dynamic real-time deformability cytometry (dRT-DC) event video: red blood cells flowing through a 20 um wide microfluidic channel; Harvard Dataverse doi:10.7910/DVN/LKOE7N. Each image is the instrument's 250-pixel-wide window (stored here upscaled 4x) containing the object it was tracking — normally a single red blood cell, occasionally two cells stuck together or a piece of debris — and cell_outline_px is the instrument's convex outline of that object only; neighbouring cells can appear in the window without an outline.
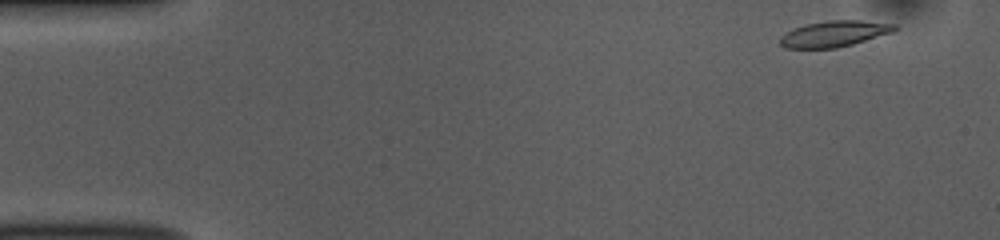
{"species": "common noctule bat (a hibernating species)", "species_latin": "Nyctalus noctula", "temperature_condition": "room temperature", "stored_images_in_passage": 50, "camera_frame_rate_fps": 3000, "um_per_image_px": 0.085, "animal": {"sex": "female", "body_mass_g": 10.0, "forearm_length_mm": 53.1}, "frame": {"image": 1, "passage_image": 1, "time_ms": 0.0, "image_size_px": [1000, 240], "cell_outline_px": [[900, 28], [892, 32], [852, 44], [836, 48], [784, 48], [780, 44], [780, 36], [804, 24], [828, 20], [860, 20], [896, 24]], "centroid_in_image_um": [70.93, 2.86], "position_along_channel_um": 14.1, "area_um2": 17.28}}
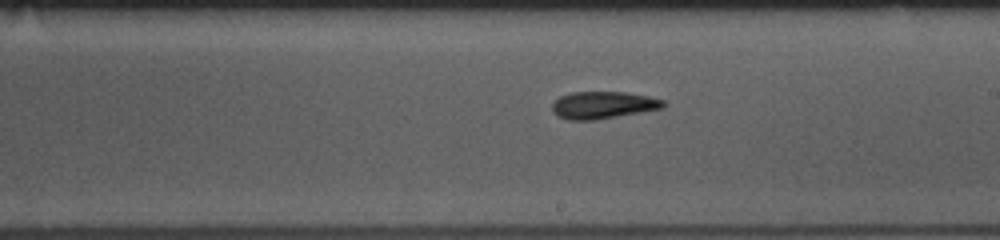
{"frame": {"image": 2, "passage_image": 27, "time_ms": 8.667, "image_size_px": [1000, 240], "cell_outline_px": [[664, 108], [596, 120], [568, 120], [556, 116], [552, 112], [552, 100], [560, 96], [572, 92], [624, 92], [648, 96], [664, 100]], "centroid_in_image_um": [51.2, 8.94], "position_along_channel_um": 237.8, "area_um2": 17.8}}
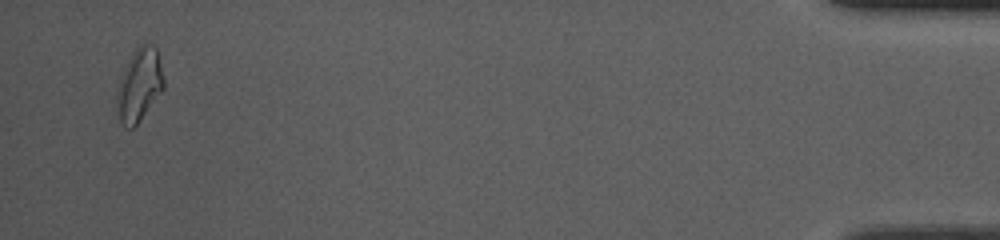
{"frame": {"image": 3, "passage_image": 48, "time_ms": 15.667, "image_size_px": [1000, 240], "cell_outline_px": [[164, 88], [140, 120], [132, 128], [124, 128], [120, 120], [116, 100], [116, 88], [120, 76], [132, 52], [140, 44], [148, 44], [156, 48], [164, 80]], "centroid_in_image_um": [11.81, 7.22], "position_along_channel_um": 423.4, "area_um2": 19.77}, "authors_computed_cell_mechanics": {"area_um2": 17.34, "velocity_mm_per_s": 3.8109, "shape_relaxation_time_tau1_ms": null, "shape_relaxation_time_tau2_ms": 7.6535, "deformation_change_tau1": null, "deformation_change_tau2": 0.1738}}